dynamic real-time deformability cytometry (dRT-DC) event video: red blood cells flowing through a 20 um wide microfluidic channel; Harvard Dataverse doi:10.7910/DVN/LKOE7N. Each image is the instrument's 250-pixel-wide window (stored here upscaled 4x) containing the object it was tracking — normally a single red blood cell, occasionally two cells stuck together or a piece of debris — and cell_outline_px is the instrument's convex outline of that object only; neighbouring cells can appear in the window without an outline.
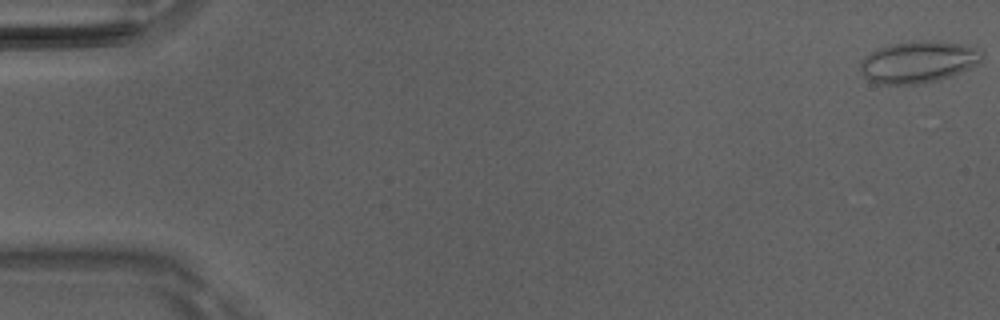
{"species": "Egyptian fruit bat (a non-hibernating species)", "species_latin": "Rousettus aegyptiacus", "temperature_condition": "room temperature", "stored_images_in_passage": 51, "camera_frame_rate_fps": 3000, "um_per_image_px": 0.085, "animal": {"sex": "male"}, "frame": {"image": 1, "passage_image": 1, "time_ms": 0.0, "image_size_px": [1000, 320], "cell_outline_px": [[980, 64], [948, 76], [936, 80], [916, 84], [880, 84], [868, 80], [864, 76], [860, 68], [860, 60], [864, 56], [880, 48], [892, 44], [908, 40], [936, 40], [960, 44], [980, 48]], "centroid_in_image_um": [78.03, 5.25], "position_along_channel_um": 7.0, "area_um2": 29.54}}
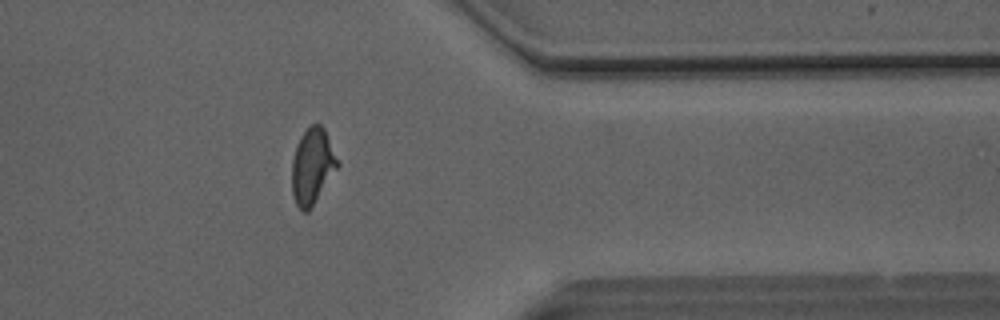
{"frame": {"image": 2, "passage_image": 41, "time_ms": 13.333, "image_size_px": [1000, 320], "cell_outline_px": [[340, 164], [308, 212], [300, 212], [296, 204], [292, 192], [292, 160], [300, 136], [312, 124], [320, 124], [324, 128]], "centroid_in_image_um": [26.54, 14.15], "position_along_channel_um": 384.9, "area_um2": 19.94}}
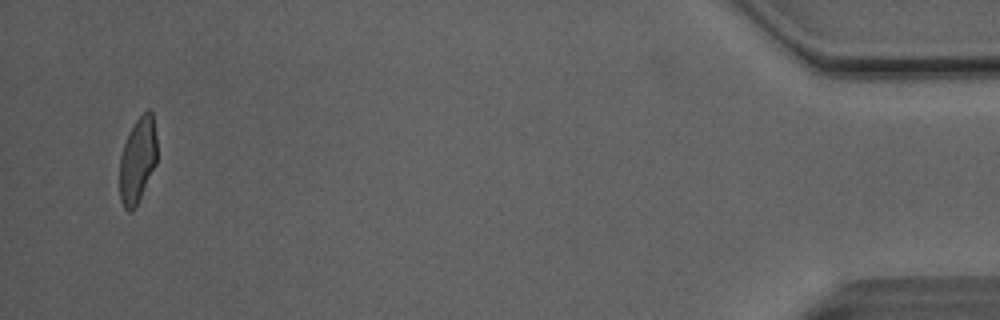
{"frame": {"image": 3, "passage_image": 49, "time_ms": 16.0, "image_size_px": [1000, 320], "cell_outline_px": [[156, 164], [136, 208], [132, 212], [128, 212], [124, 208], [120, 200], [120, 156], [128, 132], [136, 120], [148, 108], [152, 112], [156, 136]], "centroid_in_image_um": [11.69, 13.64], "position_along_channel_um": 423.5, "area_um2": 18.79}, "authors_computed_cell_mechanics": {"area_um2": 20.23, "velocity_mm_per_s": 4.1209, "shape_relaxation_time_tau1_ms": null, "shape_relaxation_time_tau2_ms": 1.476, "deformation_change_tau1": null, "deformation_change_tau2": 0.053}}